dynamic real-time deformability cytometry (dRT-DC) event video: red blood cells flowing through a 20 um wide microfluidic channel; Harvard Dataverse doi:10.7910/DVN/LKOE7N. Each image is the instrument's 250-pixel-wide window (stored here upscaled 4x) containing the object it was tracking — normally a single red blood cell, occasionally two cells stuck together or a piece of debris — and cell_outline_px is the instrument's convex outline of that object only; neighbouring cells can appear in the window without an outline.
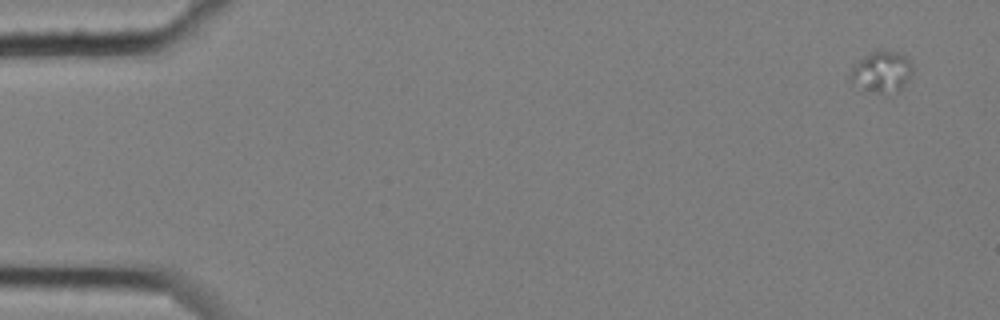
{"species": "common noctule bat (a hibernating species)", "species_latin": "Nyctalus noctula", "temperature_condition": "cold", "stored_images_in_passage": 7, "camera_frame_rate_fps": 3000, "um_per_image_px": 0.085, "animal": {"sex": "female", "body_mass_g": 25.1}, "frame": {"image": 1, "passage_image": 1, "time_ms": 0.0, "image_size_px": [1000, 320], "cell_outline_px": [[912, 72], [908, 80], [896, 92], [876, 92], [848, 80], [848, 76], [852, 64], [876, 48], [904, 52], [908, 56], [912, 64]], "centroid_in_image_um": [74.95, 6.0], "position_along_channel_um": 10.0, "area_um2": 15.2}}